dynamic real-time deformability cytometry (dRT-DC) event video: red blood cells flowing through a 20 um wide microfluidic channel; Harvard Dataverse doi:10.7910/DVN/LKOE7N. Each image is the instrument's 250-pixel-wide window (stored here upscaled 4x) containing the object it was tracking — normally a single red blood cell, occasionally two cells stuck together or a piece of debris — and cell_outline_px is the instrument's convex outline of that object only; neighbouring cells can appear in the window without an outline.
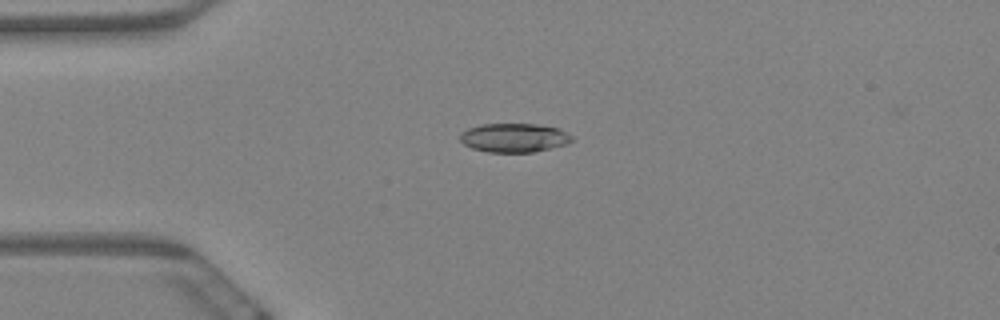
{"species": "Egyptian fruit bat (a non-hibernating species)", "species_latin": "Rousettus aegyptiacus", "temperature_condition": "warm", "stored_images_in_passage": 60, "camera_frame_rate_fps": 3000, "um_per_image_px": 0.085, "animal": {"sex": "female"}, "frame": {"image": 1, "passage_image": 15, "time_ms": 4.667, "image_size_px": [1000, 320], "cell_outline_px": [[572, 140], [568, 144], [532, 152], [488, 152], [472, 148], [464, 144], [460, 140], [460, 132], [468, 128], [480, 124], [536, 124], [556, 128], [572, 136]], "centroid_in_image_um": [43.65, 11.71], "position_along_channel_um": 41.3, "area_um2": 18.73}}
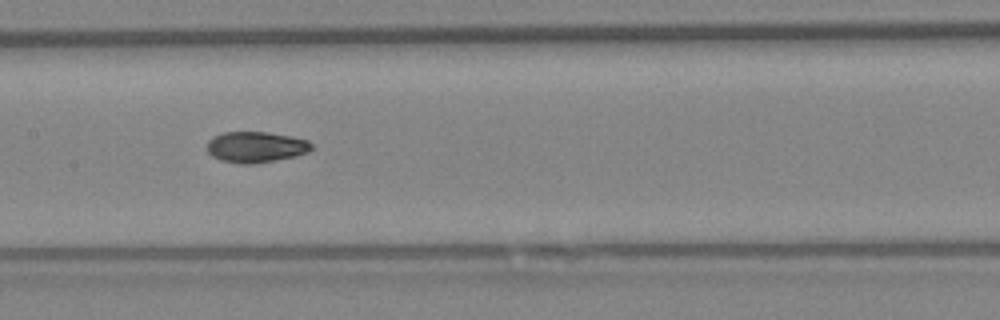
{"frame": {"image": 2, "passage_image": 30, "time_ms": 9.667, "image_size_px": [1000, 320], "cell_outline_px": [[312, 148], [308, 152], [296, 156], [252, 164], [240, 164], [220, 160], [212, 156], [208, 152], [208, 140], [212, 136], [224, 132], [268, 132], [292, 136], [308, 140], [312, 144]], "centroid_in_image_um": [21.74, 12.49], "position_along_channel_um": 185.7, "area_um2": 18.9}}
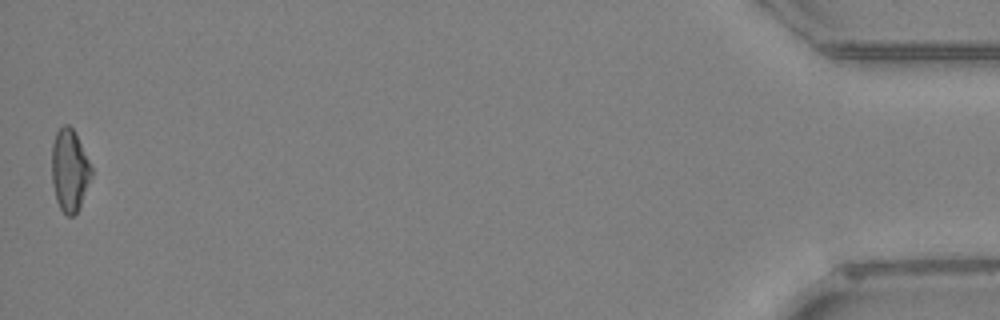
{"frame": {"image": 3, "passage_image": 60, "time_ms": 19.667, "image_size_px": [1000, 320], "cell_outline_px": [[92, 176], [80, 204], [76, 212], [72, 216], [68, 216], [60, 208], [56, 200], [52, 184], [52, 144], [56, 132], [64, 124], [68, 124], [72, 128], [92, 168]], "centroid_in_image_um": [5.89, 14.48], "position_along_channel_um": 429.3, "area_um2": 18.61}, "authors_computed_cell_mechanics": {"area_um2": 19.0162, "velocity_mm_per_s": 3.3919, "shape_relaxation_time_tau1_ms": 6.9209, "shape_relaxation_time_tau2_ms": 6.9749, "deformation_change_tau1": 0.1813, "deformation_change_tau2": 0.0986}}